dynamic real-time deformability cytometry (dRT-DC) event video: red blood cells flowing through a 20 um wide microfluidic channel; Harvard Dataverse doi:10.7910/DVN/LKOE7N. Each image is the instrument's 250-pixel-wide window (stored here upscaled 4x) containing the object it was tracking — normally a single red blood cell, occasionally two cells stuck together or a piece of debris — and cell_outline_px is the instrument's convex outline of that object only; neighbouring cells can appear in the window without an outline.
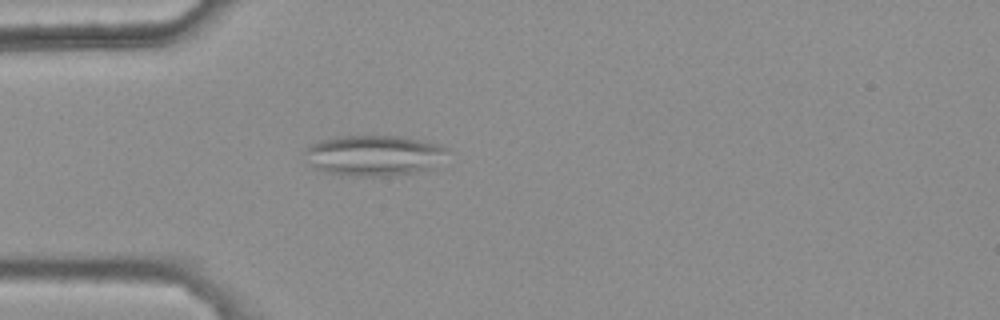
{"species": "common noctule bat (a hibernating species)", "species_latin": "Nyctalus noctula", "temperature_condition": "warm", "stored_images_in_passage": 45, "segment_of_instrument_passage": [1, 2], "camera_frame_rate_fps": 3000, "um_per_image_px": 0.085, "animal": {"sex": "female", "body_mass_g": 25.1}, "frame": {"image": 1, "passage_image": 13, "time_ms": 4.0, "image_size_px": [1000, 320], "cell_outline_px": [[452, 152], [432, 168], [416, 172], [392, 176], [352, 176], [324, 172], [312, 168], [304, 152], [304, 148], [320, 140], [336, 136], [400, 136], [440, 144], [448, 148]], "centroid_in_image_um": [31.81, 13.21], "position_along_channel_um": 53.2, "area_um2": 34.28}}